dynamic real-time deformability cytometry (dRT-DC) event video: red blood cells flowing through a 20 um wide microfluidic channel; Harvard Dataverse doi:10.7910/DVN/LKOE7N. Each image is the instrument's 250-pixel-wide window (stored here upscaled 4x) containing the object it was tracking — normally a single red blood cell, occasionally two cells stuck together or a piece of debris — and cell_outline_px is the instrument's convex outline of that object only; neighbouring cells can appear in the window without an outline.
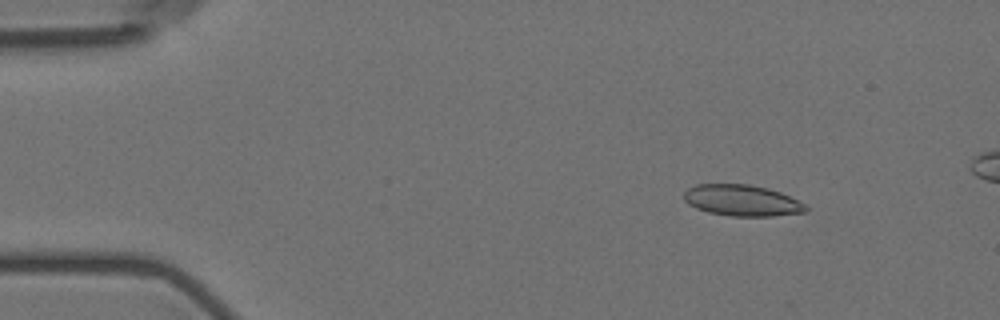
{"species": "Egyptian fruit bat (a non-hibernating species)", "species_latin": "Rousettus aegyptiacus", "temperature_condition": "room temperature", "stored_images_in_passage": 6, "camera_frame_rate_fps": 3000, "um_per_image_px": 0.085, "animal": {"sex": "female"}, "frame": {"image": 1, "passage_image": 3, "time_ms": 2.333, "image_size_px": [1000, 320], "cell_outline_px": [[808, 212], [772, 216], [728, 216], [708, 212], [696, 208], [688, 204], [684, 200], [684, 192], [688, 188], [696, 184], [748, 184], [768, 188], [780, 192], [808, 204]], "centroid_in_image_um": [63.1, 17.04], "position_along_channel_um": 21.9, "area_um2": 22.43}}